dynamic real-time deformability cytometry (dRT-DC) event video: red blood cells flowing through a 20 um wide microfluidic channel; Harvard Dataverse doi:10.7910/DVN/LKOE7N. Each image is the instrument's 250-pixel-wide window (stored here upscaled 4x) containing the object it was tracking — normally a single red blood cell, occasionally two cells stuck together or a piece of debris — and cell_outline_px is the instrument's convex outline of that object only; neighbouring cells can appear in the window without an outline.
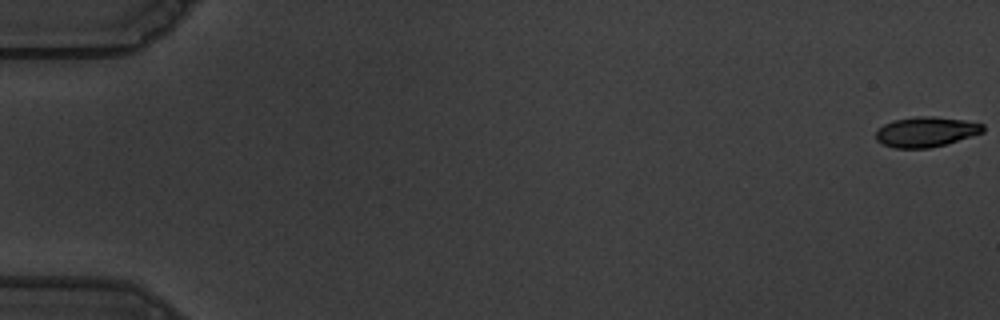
{"species": "common noctule bat (a hibernating species)", "species_latin": "Nyctalus noctula", "temperature_condition": "warm", "stored_images_in_passage": 57, "camera_frame_rate_fps": 3000, "um_per_image_px": 0.085, "animal": {"sex": "male", "body_mass_g": 19.5, "forearm_length_mm": 54.6}, "frame": {"image": 1, "passage_image": 1, "time_ms": 0.0, "image_size_px": [1000, 320], "cell_outline_px": [[984, 132], [944, 144], [928, 148], [892, 148], [880, 144], [876, 140], [876, 132], [884, 124], [892, 120], [916, 116], [932, 116], [964, 120], [984, 124]], "centroid_in_image_um": [78.67, 11.2], "position_along_channel_um": 6.3, "area_um2": 18.79}}
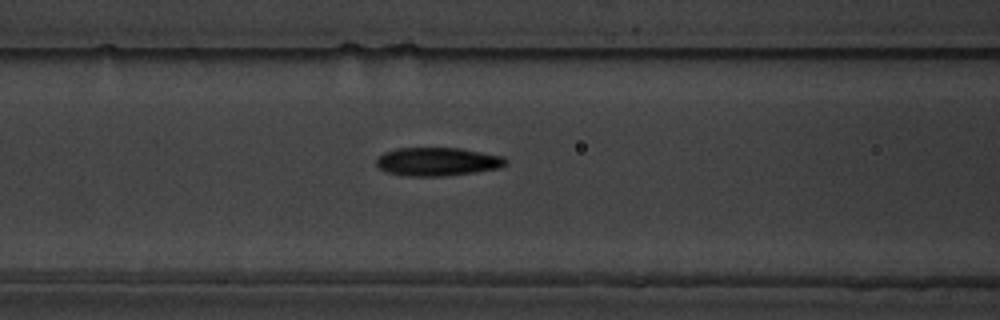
{"frame": {"image": 2, "passage_image": 25, "time_ms": 8.0, "image_size_px": [1000, 320], "cell_outline_px": [[508, 164], [500, 168], [444, 176], [404, 176], [388, 172], [380, 168], [376, 164], [376, 160], [384, 152], [396, 148], [460, 148], [504, 156], [508, 160]], "centroid_in_image_um": [37.21, 13.73], "position_along_channel_um": 129.4, "area_um2": 21.44}}
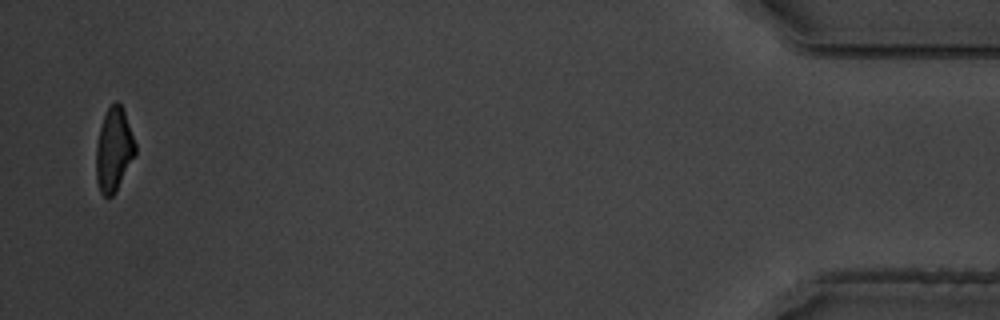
{"frame": {"image": 3, "passage_image": 56, "time_ms": 18.333, "image_size_px": [1000, 320], "cell_outline_px": [[136, 152], [116, 192], [112, 196], [104, 196], [100, 192], [96, 180], [96, 144], [100, 128], [104, 116], [108, 108], [116, 100], [124, 108], [136, 144]], "centroid_in_image_um": [9.68, 12.72], "position_along_channel_um": 425.5, "area_um2": 19.13}, "authors_computed_cell_mechanics": {"area_um2": 20.6924, "velocity_mm_per_s": 3.6433, "shape_relaxation_time_tau1_ms": 6.2623, "shape_relaxation_time_tau2_ms": 2.1314, "deformation_change_tau1": 0.1946, "deformation_change_tau2": 0.0854}}